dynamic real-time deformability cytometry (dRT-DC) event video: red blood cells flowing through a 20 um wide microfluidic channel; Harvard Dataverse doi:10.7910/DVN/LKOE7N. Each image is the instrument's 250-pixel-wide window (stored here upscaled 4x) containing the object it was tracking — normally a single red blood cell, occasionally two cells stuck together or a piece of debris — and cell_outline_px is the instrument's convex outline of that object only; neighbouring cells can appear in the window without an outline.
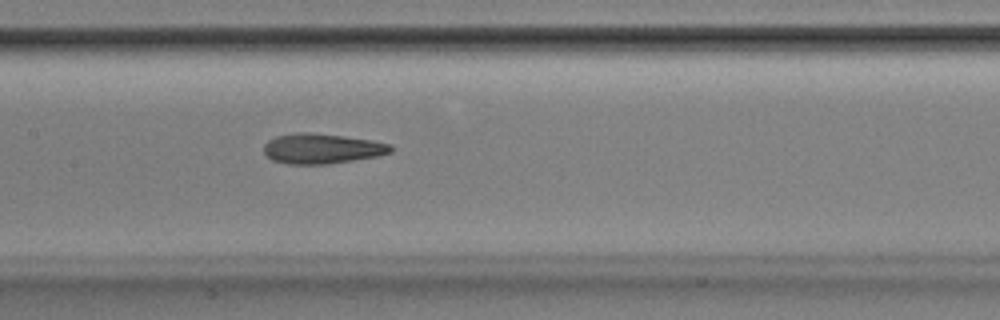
{"species": "Egyptian fruit bat (a non-hibernating species)", "species_latin": "Rousettus aegyptiacus", "temperature_condition": "room temperature", "stored_images_in_passage": 46, "camera_frame_rate_fps": 3000, "um_per_image_px": 0.085, "animal": {"sex": "male"}, "frame": {"image": 1, "passage_image": 19, "time_ms": 6.0, "image_size_px": [1000, 320], "cell_outline_px": [[396, 148], [392, 152], [380, 156], [328, 164], [288, 164], [272, 160], [264, 152], [264, 144], [268, 140], [276, 136], [296, 132], [312, 132], [344, 136], [372, 140], [392, 144]], "centroid_in_image_um": [27.41, 12.62], "position_along_channel_um": 180.0, "area_um2": 22.6}}
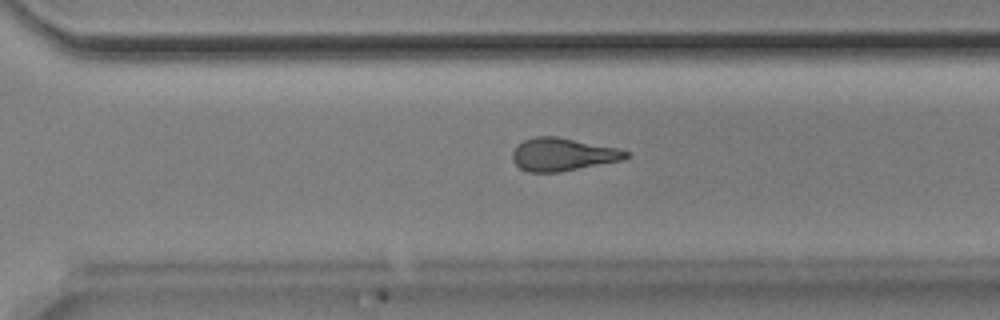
{"frame": {"image": 2, "passage_image": 30, "time_ms": 9.667, "image_size_px": [1000, 320], "cell_outline_px": [[632, 156], [624, 160], [560, 172], [528, 172], [520, 168], [512, 160], [512, 152], [516, 144], [524, 140], [536, 136], [556, 136], [620, 148], [632, 152]], "centroid_in_image_um": [47.88, 13.12], "position_along_channel_um": 322.7, "area_um2": 22.2}}
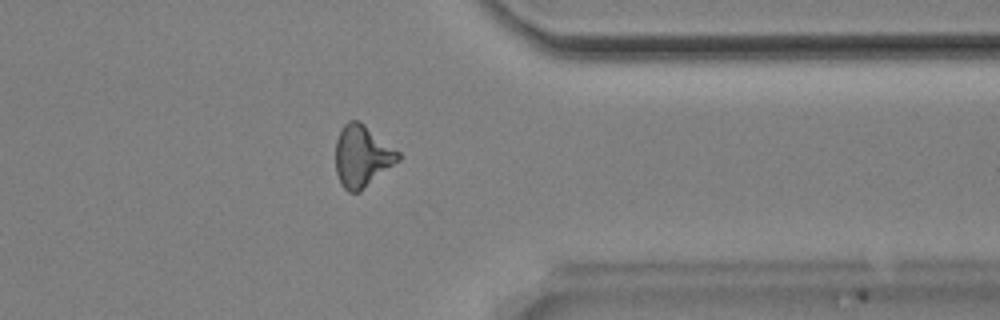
{"frame": {"image": 3, "passage_image": 35, "time_ms": 11.333, "image_size_px": [1000, 320], "cell_outline_px": [[400, 160], [360, 192], [348, 192], [340, 184], [336, 172], [336, 140], [344, 124], [348, 120], [360, 120], [400, 152]], "centroid_in_image_um": [30.78, 13.27], "position_along_channel_um": 380.6, "area_um2": 22.66}, "authors_computed_cell_mechanics": {"area_um2": 22.0218, "velocity_mm_per_s": 3.9131, "shape_relaxation_time_tau1_ms": 5.9356, "shape_relaxation_time_tau2_ms": 3.6698, "deformation_change_tau1": 0.1916, "deformation_change_tau2": 0.1484}}